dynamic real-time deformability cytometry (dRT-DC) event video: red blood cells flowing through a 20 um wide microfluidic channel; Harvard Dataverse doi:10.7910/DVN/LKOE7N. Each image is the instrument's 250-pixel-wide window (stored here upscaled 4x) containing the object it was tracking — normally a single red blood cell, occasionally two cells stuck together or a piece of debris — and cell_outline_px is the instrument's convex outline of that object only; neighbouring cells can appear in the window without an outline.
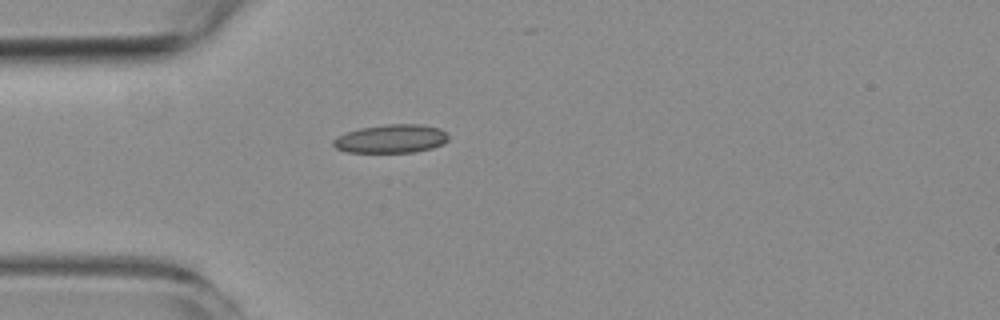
{"species": "common noctule bat (a hibernating species)", "species_latin": "Nyctalus noctula", "temperature_condition": "room temperature", "stored_images_in_passage": 1, "camera_frame_rate_fps": 3000, "um_per_image_px": 0.085, "animal": {"sex": "female", "body_mass_g": 19.3, "forearm_length_mm": 54.1}, "frame": {"image": 1, "passage_image": 1, "time_ms": 0.0, "image_size_px": [1000, 320], "cell_outline_px": [[448, 140], [444, 144], [432, 148], [412, 152], [348, 152], [336, 148], [332, 144], [332, 140], [348, 132], [360, 128], [388, 124], [420, 124], [440, 128], [448, 136]], "centroid_in_image_um": [33.27, 11.79], "position_along_channel_um": 51.7, "area_um2": 18.96}}